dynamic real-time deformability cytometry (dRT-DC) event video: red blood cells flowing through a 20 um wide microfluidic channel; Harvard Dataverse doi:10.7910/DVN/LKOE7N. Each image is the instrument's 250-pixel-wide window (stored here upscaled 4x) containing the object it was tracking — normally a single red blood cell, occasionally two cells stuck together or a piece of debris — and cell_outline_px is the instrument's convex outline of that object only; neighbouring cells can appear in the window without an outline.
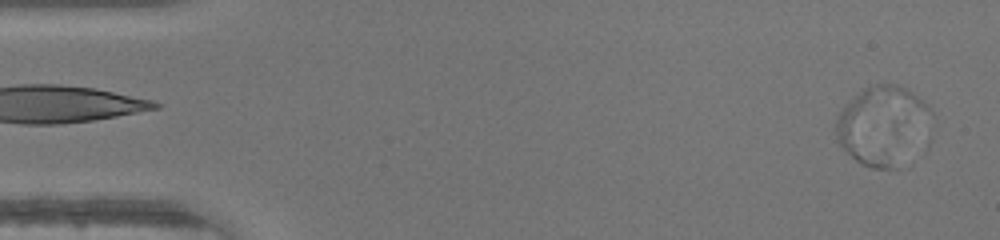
{"species": "human", "species_latin": "Homo sapiens", "temperature_condition": "warm", "stored_images_in_passage": 47, "segment_of_instrument_passage": [1, 2], "camera_frame_rate_fps": 3000, "um_per_image_px": 0.085, "donor": {"sex": "male"}, "frame": {"image": 1, "passage_image": 1, "time_ms": 0.0, "image_size_px": [1000, 240], "cell_outline_px": [[932, 112], [900, 168], [872, 168], [860, 164], [840, 144], [836, 136], [836, 120], [840, 112], [864, 88], [876, 84], [896, 84], [912, 92], [928, 104]], "centroid_in_image_um": [74.96, 10.64], "position_along_channel_um": 10.0, "area_um2": 42.14}}
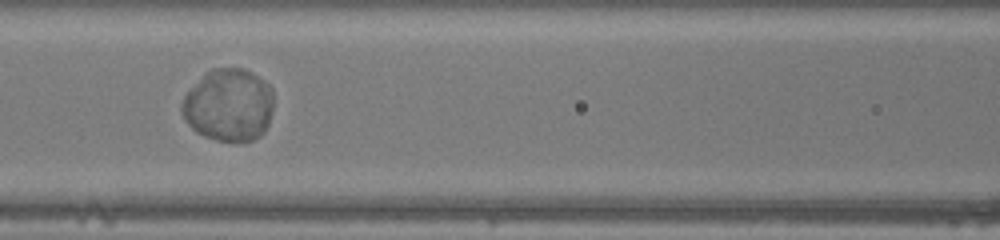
{"frame": {"image": 2, "passage_image": 20, "time_ms": 6.333, "image_size_px": [1000, 240], "cell_outline_px": [[272, 108], [268, 124], [264, 132], [260, 136], [244, 144], [216, 140], [204, 136], [196, 132], [184, 120], [180, 112], [180, 104], [184, 96], [204, 72], [212, 68], [244, 68], [252, 72], [268, 84], [272, 88]], "centroid_in_image_um": [19.41, 8.95], "position_along_channel_um": 147.2, "area_um2": 39.48}}
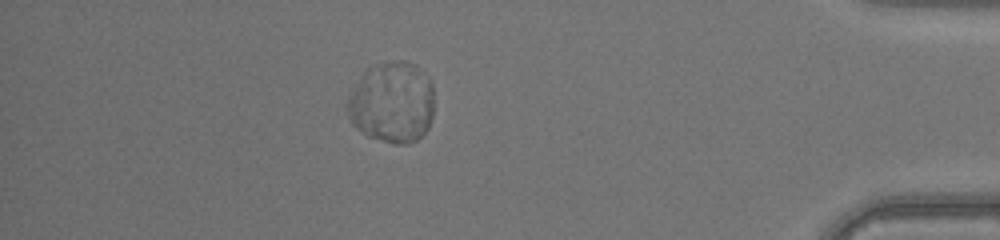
{"frame": {"image": 3, "passage_image": 41, "time_ms": 13.333, "image_size_px": [1000, 240], "cell_outline_px": [[432, 116], [428, 128], [416, 140], [408, 144], [396, 144], [368, 136], [356, 128], [352, 124], [348, 116], [348, 96], [352, 88], [364, 72], [372, 64], [396, 60], [404, 60], [416, 64], [432, 80]], "centroid_in_image_um": [33.32, 8.68], "position_along_channel_um": 401.9, "area_um2": 41.27}}